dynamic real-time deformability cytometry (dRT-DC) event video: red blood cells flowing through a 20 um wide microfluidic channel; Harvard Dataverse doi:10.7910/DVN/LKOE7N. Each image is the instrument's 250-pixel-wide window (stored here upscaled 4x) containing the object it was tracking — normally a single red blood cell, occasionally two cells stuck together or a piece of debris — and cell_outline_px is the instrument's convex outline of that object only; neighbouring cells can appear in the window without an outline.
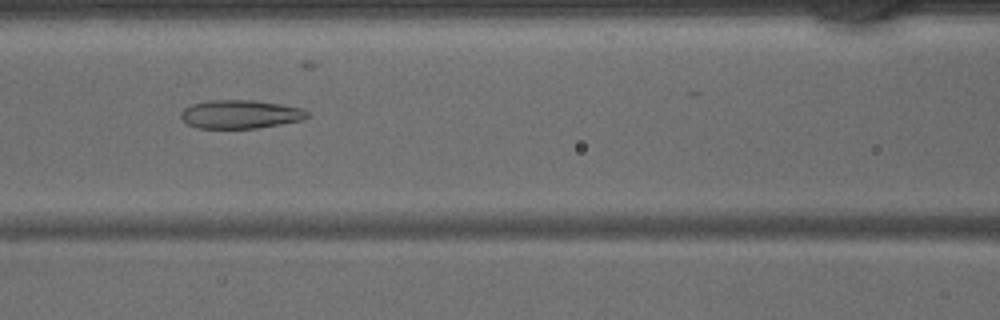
{"species": "common noctule bat (a hibernating species)", "species_latin": "Nyctalus noctula", "temperature_condition": "warm", "stored_images_in_passage": 38, "camera_frame_rate_fps": 3000, "um_per_image_px": 0.085, "animal": {"sex": "male", "body_mass_g": 15.6}, "frame": {"image": 1, "passage_image": 19, "time_ms": 6.0, "image_size_px": [1000, 320], "cell_outline_px": [[312, 116], [300, 120], [280, 124], [256, 128], [196, 128], [188, 124], [180, 116], [180, 112], [184, 108], [192, 104], [208, 100], [252, 100], [280, 104], [300, 108], [308, 112]], "centroid_in_image_um": [20.41, 9.71], "position_along_channel_um": 146.2, "area_um2": 20.92}}
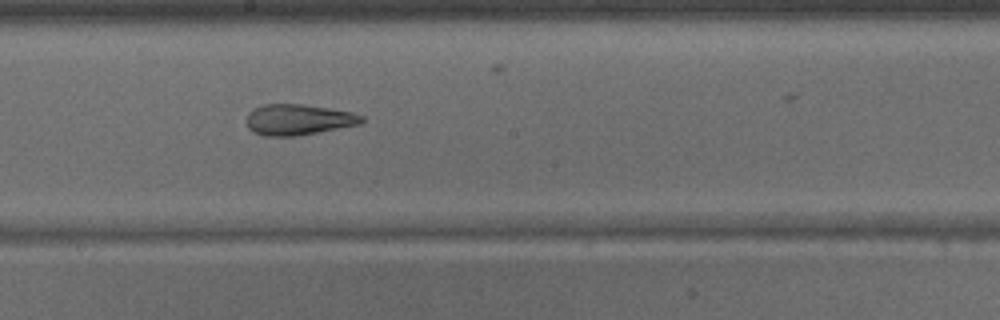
{"frame": {"image": 2, "passage_image": 24, "time_ms": 7.667, "image_size_px": [1000, 320], "cell_outline_px": [[364, 120], [360, 124], [296, 136], [268, 136], [252, 132], [248, 128], [244, 120], [248, 112], [252, 108], [264, 104], [300, 104], [328, 108], [352, 112], [364, 116]], "centroid_in_image_um": [25.3, 10.16], "position_along_channel_um": 222.9, "area_um2": 20.81}}
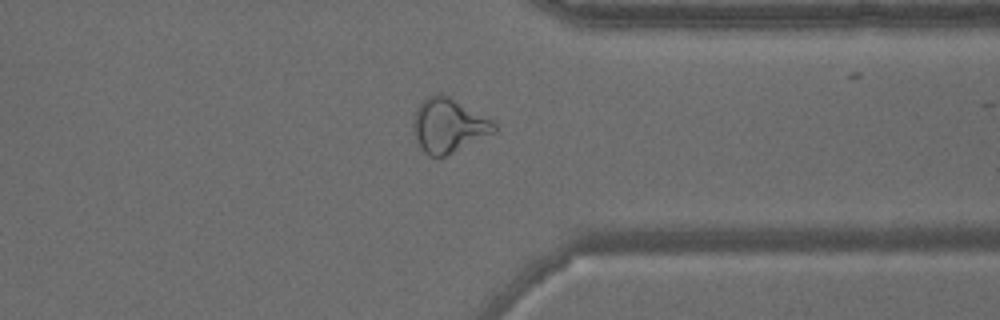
{"frame": {"image": 3, "passage_image": 34, "time_ms": 11.0, "image_size_px": [1000, 320], "cell_outline_px": [[496, 132], [444, 156], [432, 156], [424, 152], [420, 148], [416, 140], [412, 124], [416, 108], [428, 96], [436, 92], [440, 92], [448, 96], [492, 120], [496, 124]], "centroid_in_image_um": [38.1, 10.65], "position_along_channel_um": 373.3, "area_um2": 25.26}}